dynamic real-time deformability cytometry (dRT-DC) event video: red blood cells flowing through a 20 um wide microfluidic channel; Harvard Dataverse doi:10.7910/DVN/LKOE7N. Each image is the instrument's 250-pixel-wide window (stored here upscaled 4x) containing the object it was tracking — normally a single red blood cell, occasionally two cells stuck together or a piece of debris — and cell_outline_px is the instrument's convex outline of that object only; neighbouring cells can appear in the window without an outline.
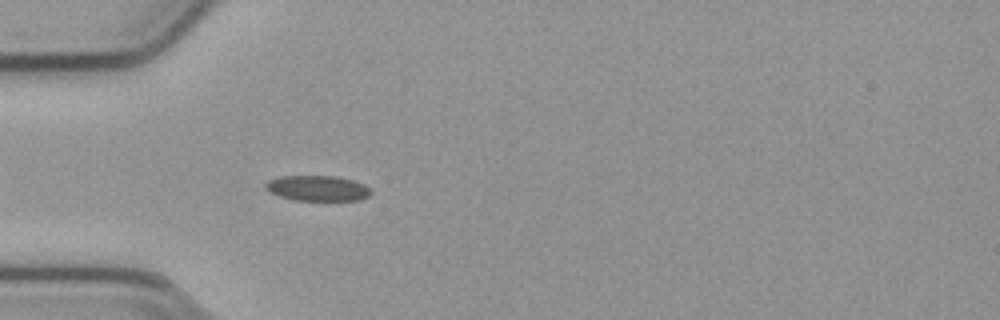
{"species": "common noctule bat (a hibernating species)", "species_latin": "Nyctalus noctula", "temperature_condition": "cold", "stored_images_in_passage": 9, "camera_frame_rate_fps": 3000, "um_per_image_px": 0.085, "animal": {"sex": "male", "body_mass_g": 23.1, "forearm_length_mm": 52.7}, "frame": {"image": 1, "passage_image": 6, "time_ms": 1.667, "image_size_px": [1000, 320], "cell_outline_px": [[372, 192], [368, 196], [360, 200], [292, 200], [268, 192], [264, 188], [264, 184], [268, 180], [280, 176], [336, 176], [352, 180], [364, 184]], "centroid_in_image_um": [26.94, 16.0], "position_along_channel_um": 58.1, "area_um2": 15.66}}